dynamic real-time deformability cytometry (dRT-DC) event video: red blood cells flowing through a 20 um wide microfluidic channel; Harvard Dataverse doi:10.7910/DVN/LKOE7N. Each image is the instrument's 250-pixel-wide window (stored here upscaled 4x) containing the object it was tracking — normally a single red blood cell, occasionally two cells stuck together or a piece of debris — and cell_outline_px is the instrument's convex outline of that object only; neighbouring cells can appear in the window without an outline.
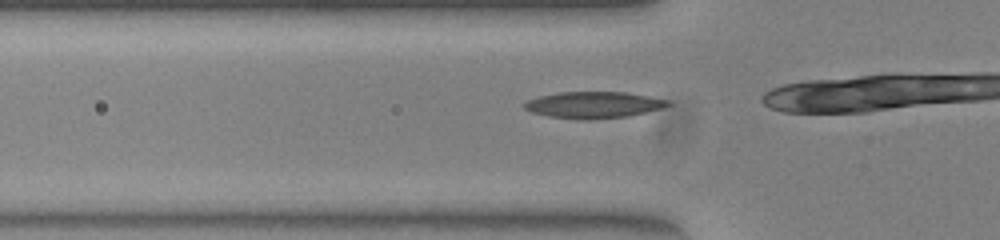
{"species": "common noctule bat (a hibernating species)", "species_latin": "Nyctalus noctula", "temperature_condition": "warm", "stored_images_in_passage": 25, "camera_frame_rate_fps": 3000, "um_per_image_px": 0.085, "animal": {"sex": "female", "body_mass_g": 23.0, "forearm_length_mm": 53.4}, "frame": {"image": 1, "passage_image": 7, "time_ms": 2.0, "image_size_px": [1000, 240], "cell_outline_px": [[672, 104], [660, 108], [628, 116], [592, 120], [580, 120], [548, 116], [532, 112], [524, 108], [520, 104], [528, 100], [540, 96], [560, 92], [628, 92], [668, 100]], "centroid_in_image_um": [50.42, 8.92], "position_along_channel_um": 75.4, "area_um2": 22.2}}
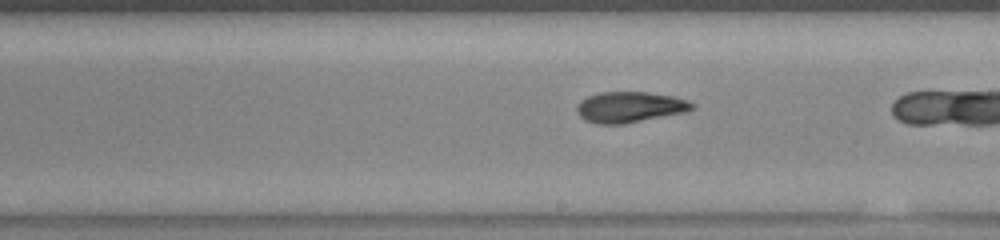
{"frame": {"image": 2, "passage_image": 19, "time_ms": 6.0, "image_size_px": [1000, 240], "cell_outline_px": [[696, 108], [688, 112], [624, 124], [596, 124], [584, 120], [580, 116], [576, 108], [580, 100], [588, 96], [600, 92], [648, 92], [672, 96], [688, 100], [696, 104]], "centroid_in_image_um": [53.57, 9.11], "position_along_channel_um": 235.4, "area_um2": 20.98}}
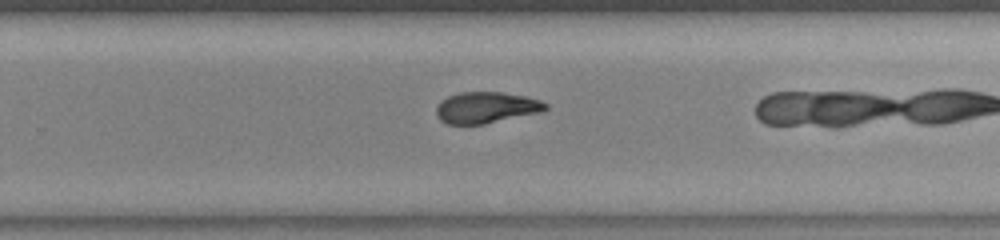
{"frame": {"image": 3, "passage_image": 23, "time_ms": 7.333, "image_size_px": [1000, 240], "cell_outline_px": [[548, 108], [544, 112], [484, 124], [448, 124], [440, 120], [436, 116], [436, 108], [440, 100], [448, 96], [460, 92], [500, 92], [524, 96], [540, 100], [548, 104]], "centroid_in_image_um": [41.34, 9.15], "position_along_channel_um": 288.5, "area_um2": 20.11}}